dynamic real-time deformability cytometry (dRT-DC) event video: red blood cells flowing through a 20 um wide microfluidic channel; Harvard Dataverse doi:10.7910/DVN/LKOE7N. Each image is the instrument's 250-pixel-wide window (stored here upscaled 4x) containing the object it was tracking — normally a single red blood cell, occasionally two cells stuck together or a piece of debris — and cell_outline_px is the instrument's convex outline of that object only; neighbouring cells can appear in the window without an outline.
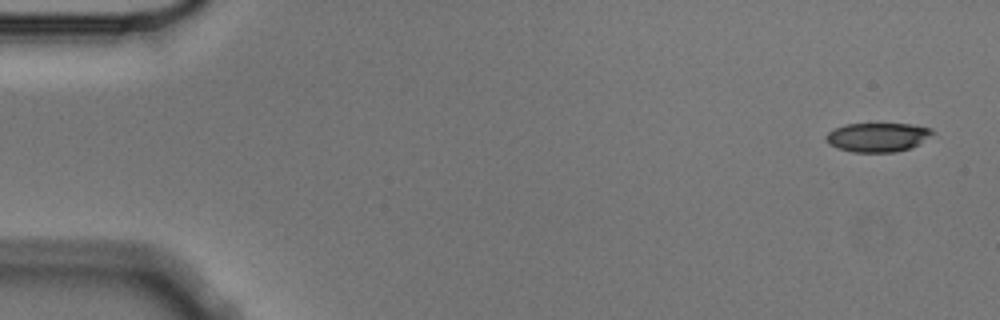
{"species": "Egyptian fruit bat (a non-hibernating species)", "species_latin": "Rousettus aegyptiacus", "temperature_condition": "cold", "stored_images_in_passage": 5, "camera_frame_rate_fps": 3000, "um_per_image_px": 0.085, "animal": {"sex": "male"}, "frame": {"image": 1, "passage_image": 1, "time_ms": 0.0, "image_size_px": [1000, 320], "cell_outline_px": [[936, 132], [912, 148], [892, 152], [852, 152], [828, 144], [824, 136], [828, 132], [844, 124], [912, 124], [932, 128]], "centroid_in_image_um": [74.61, 11.66], "position_along_channel_um": 10.4, "area_um2": 18.03}}
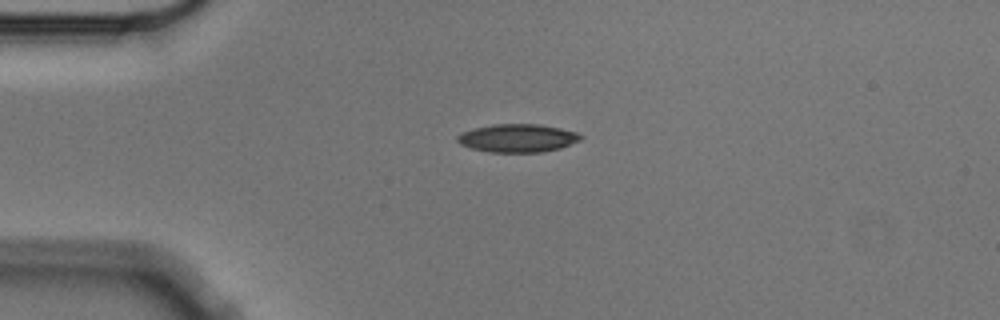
{"frame": {"image": 2, "passage_image": 4, "time_ms": 1.0, "image_size_px": [1000, 320], "cell_outline_px": [[584, 136], [580, 140], [560, 148], [540, 152], [488, 152], [472, 148], [460, 144], [456, 140], [456, 136], [460, 132], [492, 124], [540, 124], [560, 128], [576, 132]], "centroid_in_image_um": [43.98, 11.73], "position_along_channel_um": 41.0, "area_um2": 20.23}}